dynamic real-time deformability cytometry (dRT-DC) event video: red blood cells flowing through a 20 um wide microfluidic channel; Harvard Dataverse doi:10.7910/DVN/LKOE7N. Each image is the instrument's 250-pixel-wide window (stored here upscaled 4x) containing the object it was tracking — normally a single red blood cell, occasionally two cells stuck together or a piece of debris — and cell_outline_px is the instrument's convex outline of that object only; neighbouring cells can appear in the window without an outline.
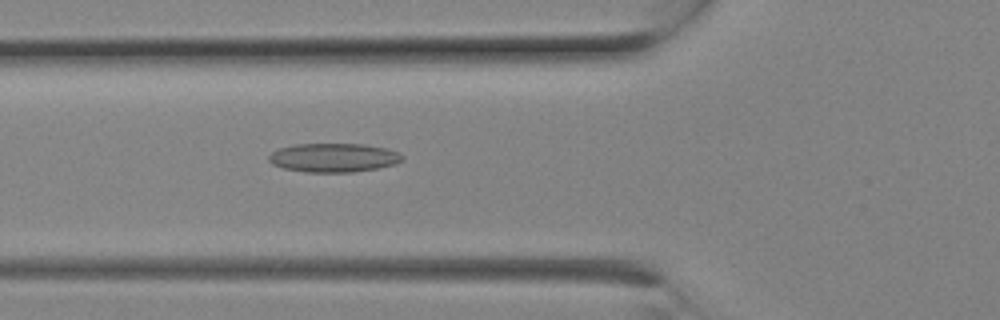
{"species": "Egyptian fruit bat (a non-hibernating species)", "species_latin": "Rousettus aegyptiacus", "temperature_condition": "room temperature", "stored_images_in_passage": 8, "camera_frame_rate_fps": 3000, "um_per_image_px": 0.085, "animal": {"sex": "female"}, "frame": {"image": 1, "passage_image": 8, "time_ms": 2.333, "image_size_px": [1000, 320], "cell_outline_px": [[404, 160], [396, 164], [380, 168], [352, 172], [304, 172], [284, 168], [272, 164], [268, 160], [268, 156], [272, 152], [280, 148], [296, 144], [364, 144], [384, 148], [396, 152], [404, 156]], "centroid_in_image_um": [28.37, 13.41], "position_along_channel_um": 97.4, "area_um2": 22.48}}